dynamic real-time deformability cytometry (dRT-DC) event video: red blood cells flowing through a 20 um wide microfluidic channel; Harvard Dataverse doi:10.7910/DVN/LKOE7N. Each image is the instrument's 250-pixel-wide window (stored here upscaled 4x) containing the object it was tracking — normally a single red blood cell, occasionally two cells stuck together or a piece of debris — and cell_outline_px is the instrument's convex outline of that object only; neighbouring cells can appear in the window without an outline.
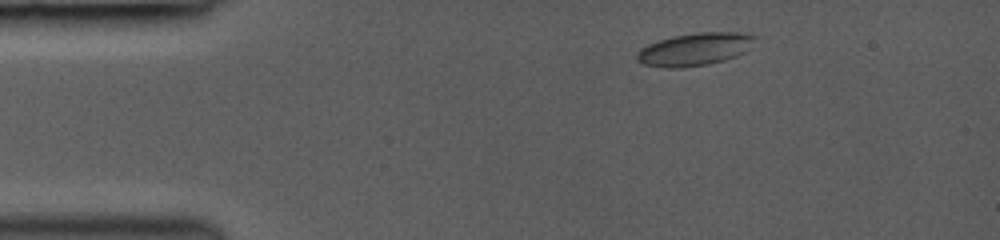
{"species": "common noctule bat (a hibernating species)", "species_latin": "Nyctalus noctula", "temperature_condition": "room temperature", "stored_images_in_passage": 23, "camera_frame_rate_fps": 3000, "um_per_image_px": 0.085, "animal": {"sex": "female", "body_mass_g": 19.0, "forearm_length_mm": 53.3}, "frame": {"image": 1, "passage_image": 1, "time_ms": 0.0, "image_size_px": [1000, 240], "cell_outline_px": [[760, 36], [752, 48], [736, 56], [724, 60], [708, 64], [684, 68], [668, 68], [644, 64], [636, 60], [636, 52], [640, 48], [648, 44], [672, 36], [696, 32], [740, 32]], "centroid_in_image_um": [59.11, 4.17], "position_along_channel_um": 25.9, "area_um2": 22.95}}
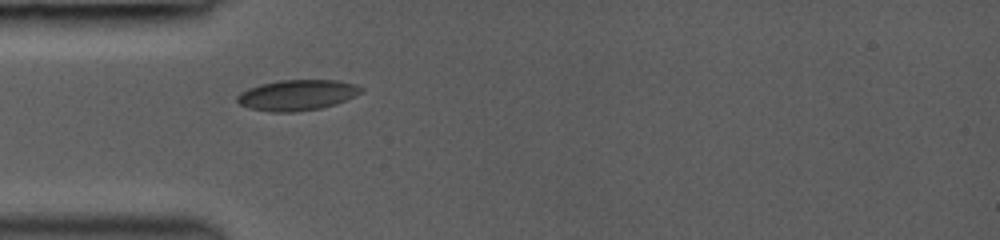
{"frame": {"image": 2, "passage_image": 22, "time_ms": 2.333, "image_size_px": [1000, 240], "cell_outline_px": [[364, 92], [356, 96], [336, 104], [320, 108], [296, 112], [272, 112], [248, 108], [240, 104], [236, 100], [236, 96], [240, 92], [248, 88], [260, 84], [280, 80], [336, 80], [356, 84], [364, 88]], "centroid_in_image_um": [25.27, 8.08], "position_along_channel_um": 59.7, "area_um2": 22.37}}